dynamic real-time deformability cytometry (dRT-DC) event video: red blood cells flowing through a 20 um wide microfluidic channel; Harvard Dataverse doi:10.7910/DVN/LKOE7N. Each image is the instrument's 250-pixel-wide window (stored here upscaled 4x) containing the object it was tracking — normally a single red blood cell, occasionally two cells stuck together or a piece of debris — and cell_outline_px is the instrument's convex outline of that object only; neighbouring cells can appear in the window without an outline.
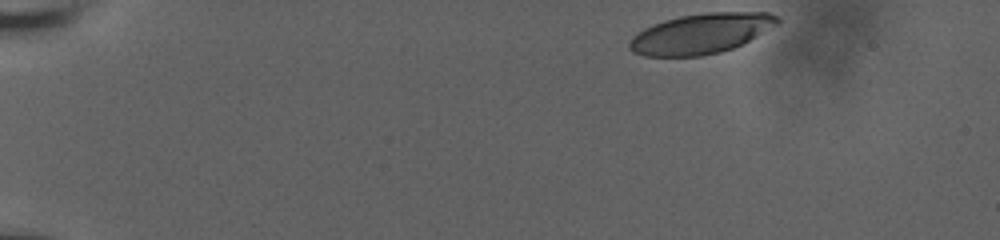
{"species": "human", "species_latin": "Homo sapiens", "temperature_condition": "room temperature", "stored_images_in_passage": 16, "camera_frame_rate_fps": 3000, "um_per_image_px": 0.085, "donor": {"sex": "male"}, "frame": {"image": 1, "passage_image": 1, "time_ms": 0.0, "image_size_px": [1000, 240], "cell_outline_px": [[780, 20], [776, 24], [756, 36], [732, 48], [720, 52], [700, 56], [644, 56], [632, 52], [628, 48], [628, 44], [632, 36], [644, 28], [652, 24], [664, 20], [680, 16], [708, 12], [768, 12], [780, 16]], "centroid_in_image_um": [59.54, 2.85], "position_along_channel_um": 25.5, "area_um2": 34.51}}
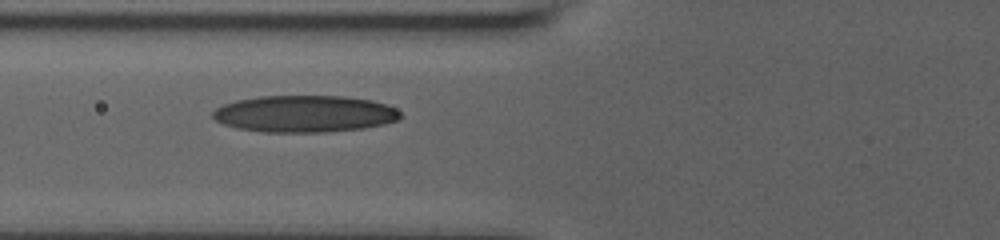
{"frame": {"image": 2, "passage_image": 12, "time_ms": 5.333, "image_size_px": [1000, 240], "cell_outline_px": [[404, 116], [400, 120], [384, 124], [364, 128], [328, 132], [260, 132], [236, 128], [224, 124], [216, 120], [212, 116], [212, 112], [216, 108], [224, 104], [236, 100], [260, 96], [344, 96], [372, 100], [396, 108]], "centroid_in_image_um": [25.91, 9.68], "position_along_channel_um": 99.9, "area_um2": 40.58}}
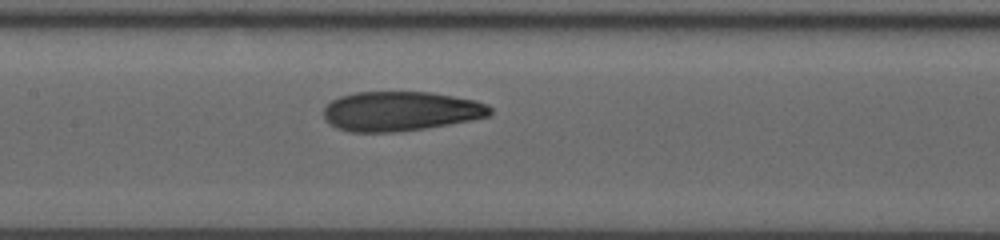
{"frame": {"image": 3, "passage_image": 16, "time_ms": 7.333, "image_size_px": [1000, 240], "cell_outline_px": [[492, 112], [488, 116], [472, 120], [424, 128], [396, 132], [352, 132], [336, 128], [328, 124], [324, 120], [324, 108], [332, 100], [340, 96], [356, 92], [432, 92], [476, 100], [488, 104], [492, 108]], "centroid_in_image_um": [34.04, 9.45], "position_along_channel_um": 173.4, "area_um2": 38.55}}